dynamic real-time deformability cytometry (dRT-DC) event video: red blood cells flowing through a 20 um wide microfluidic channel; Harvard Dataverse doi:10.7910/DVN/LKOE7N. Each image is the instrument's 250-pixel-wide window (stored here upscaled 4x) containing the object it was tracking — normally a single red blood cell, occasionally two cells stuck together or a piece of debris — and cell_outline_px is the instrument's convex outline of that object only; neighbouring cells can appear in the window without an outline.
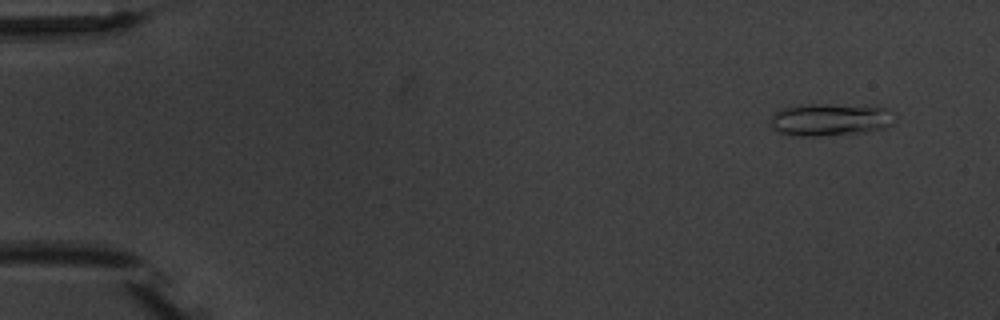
{"species": "common noctule bat (a hibernating species)", "species_latin": "Nyctalus noctula", "temperature_condition": "warm", "stored_images_in_passage": 6, "camera_frame_rate_fps": 3000, "um_per_image_px": 0.085, "animal": {"sex": "male", "body_mass_g": 20.1, "forearm_length_mm": 53.5}, "frame": {"image": 1, "passage_image": 2, "time_ms": 1.0, "image_size_px": [1000, 320], "cell_outline_px": [[896, 120], [892, 124], [884, 128], [864, 132], [820, 136], [800, 136], [780, 132], [772, 128], [768, 120], [772, 112], [780, 108], [808, 104], [828, 104], [888, 108], [896, 112]], "centroid_in_image_um": [70.56, 10.16], "position_along_channel_um": 14.4, "area_um2": 23.81}}